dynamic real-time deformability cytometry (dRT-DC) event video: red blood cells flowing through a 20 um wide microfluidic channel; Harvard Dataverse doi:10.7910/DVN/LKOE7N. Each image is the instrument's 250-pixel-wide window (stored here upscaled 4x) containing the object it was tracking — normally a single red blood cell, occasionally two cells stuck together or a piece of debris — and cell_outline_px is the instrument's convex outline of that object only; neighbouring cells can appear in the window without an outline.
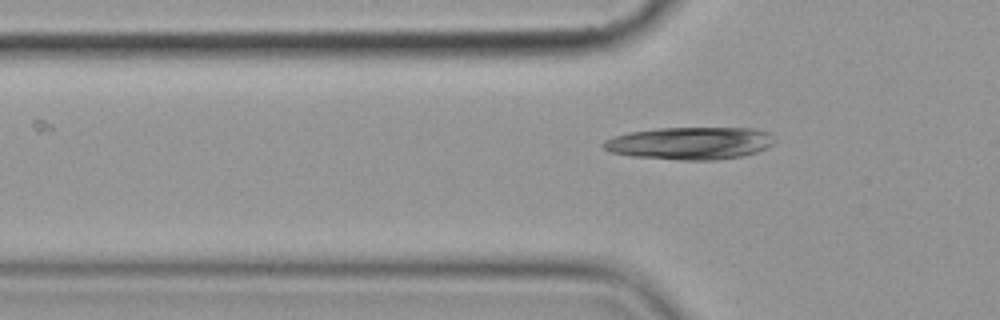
{"species": "common noctule bat (a hibernating species)", "species_latin": "Nyctalus noctula", "temperature_condition": "cold", "stored_images_in_passage": 2, "camera_frame_rate_fps": 3000, "um_per_image_px": 0.085, "animal": {"sex": "female", "body_mass_g": 19.9}, "frame": {"image": 1, "passage_image": 2, "time_ms": 1.333, "image_size_px": [1000, 320], "cell_outline_px": [[776, 140], [772, 144], [756, 152], [744, 156], [716, 160], [680, 160], [632, 156], [608, 152], [600, 144], [604, 140], [628, 132], [656, 128], [752, 128], [768, 132]], "centroid_in_image_um": [58.63, 12.17], "position_along_channel_um": 67.2, "area_um2": 32.54}}